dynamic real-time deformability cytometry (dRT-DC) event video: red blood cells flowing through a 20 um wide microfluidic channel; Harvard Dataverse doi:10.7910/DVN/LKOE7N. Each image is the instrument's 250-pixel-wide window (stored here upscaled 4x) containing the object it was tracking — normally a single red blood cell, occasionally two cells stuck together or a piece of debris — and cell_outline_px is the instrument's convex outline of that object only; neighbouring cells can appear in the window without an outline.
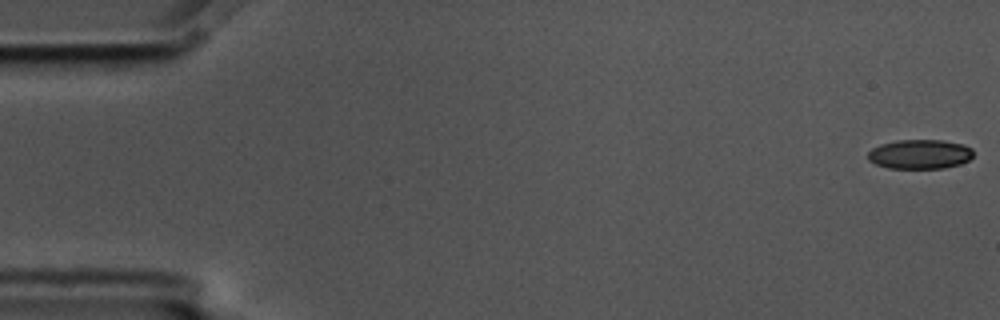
{"species": "common noctule bat (a hibernating species)", "species_latin": "Nyctalus noctula", "temperature_condition": "cold", "stored_images_in_passage": 57, "camera_frame_rate_fps": 3000, "um_per_image_px": 0.085, "animal": {"sex": "male", "body_mass_g": 17.5, "forearm_length_mm": 52.3}, "frame": {"image": 1, "passage_image": 1, "time_ms": 0.0, "image_size_px": [1000, 320], "cell_outline_px": [[972, 156], [968, 160], [960, 164], [944, 168], [888, 168], [876, 164], [868, 160], [868, 152], [872, 148], [880, 144], [896, 140], [944, 140], [964, 144], [972, 148]], "centroid_in_image_um": [78.18, 13.1], "position_along_channel_um": 6.8, "area_um2": 18.15}}
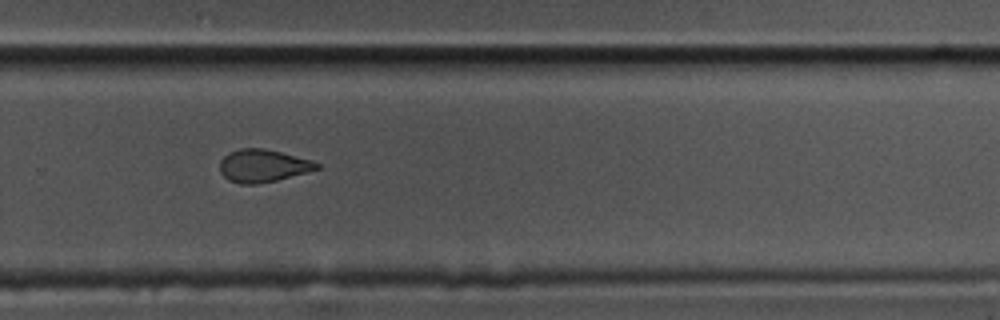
{"frame": {"image": 2, "passage_image": 38, "time_ms": 12.333, "image_size_px": [1000, 320], "cell_outline_px": [[320, 168], [276, 180], [256, 184], [240, 184], [228, 180], [220, 172], [220, 160], [228, 152], [240, 148], [264, 148], [280, 152], [308, 160], [320, 164]], "centroid_in_image_um": [22.28, 14.09], "position_along_channel_um": 307.5, "area_um2": 18.21}}
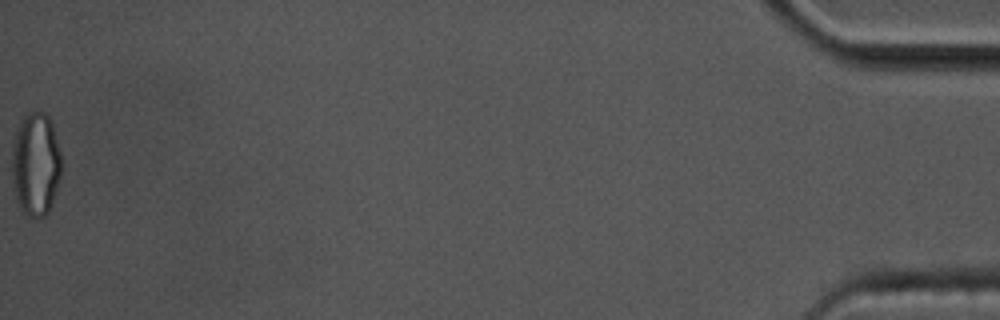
{"frame": {"image": 3, "passage_image": 57, "time_ms": 18.667, "image_size_px": [1000, 320], "cell_outline_px": [[60, 176], [52, 204], [48, 212], [44, 216], [24, 216], [16, 200], [12, 176], [12, 140], [16, 128], [24, 112], [32, 108], [44, 112], [48, 116], [52, 124], [60, 152]], "centroid_in_image_um": [3.0, 13.89], "position_along_channel_um": 432.2, "area_um2": 30.4}, "authors_computed_cell_mechanics": {"area_um2": 19.363, "velocity_mm_per_s": 3.5717, "shape_relaxation_time_tau1_ms": 8.0422, "shape_relaxation_time_tau2_ms": 2.2735, "deformation_change_tau1": 0.1506, "deformation_change_tau2": 0.0723}}